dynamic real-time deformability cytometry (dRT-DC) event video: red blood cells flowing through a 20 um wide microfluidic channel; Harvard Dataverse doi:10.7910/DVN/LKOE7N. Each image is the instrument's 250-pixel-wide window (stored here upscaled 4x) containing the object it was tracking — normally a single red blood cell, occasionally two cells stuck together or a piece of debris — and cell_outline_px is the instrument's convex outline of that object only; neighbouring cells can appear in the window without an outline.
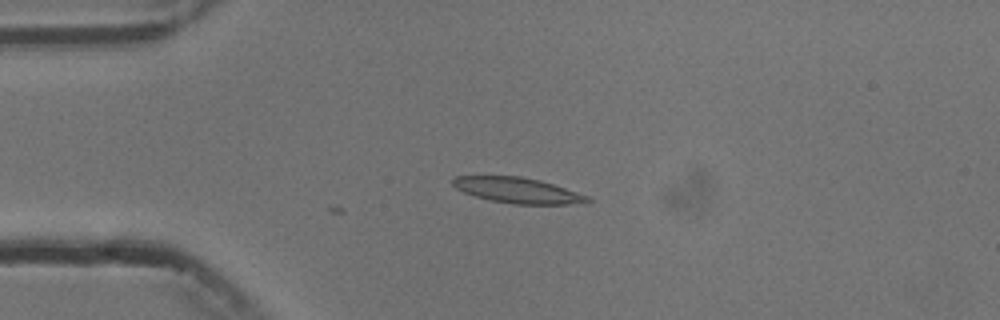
{"species": "common noctule bat (a hibernating species)", "species_latin": "Nyctalus noctula", "temperature_condition": "cold", "stored_images_in_passage": 2, "camera_frame_rate_fps": 3000, "um_per_image_px": 0.085, "animal": {"sex": "male", "body_mass_g": 13.3}, "frame": {"image": 1, "passage_image": 2, "time_ms": 1.0, "image_size_px": [1000, 320], "cell_outline_px": [[592, 200], [588, 204], [512, 204], [488, 200], [464, 192], [456, 188], [452, 184], [452, 180], [456, 176], [520, 176], [540, 180], [588, 196]], "centroid_in_image_um": [44.02, 16.19], "position_along_channel_um": 41.0, "area_um2": 20.06}}